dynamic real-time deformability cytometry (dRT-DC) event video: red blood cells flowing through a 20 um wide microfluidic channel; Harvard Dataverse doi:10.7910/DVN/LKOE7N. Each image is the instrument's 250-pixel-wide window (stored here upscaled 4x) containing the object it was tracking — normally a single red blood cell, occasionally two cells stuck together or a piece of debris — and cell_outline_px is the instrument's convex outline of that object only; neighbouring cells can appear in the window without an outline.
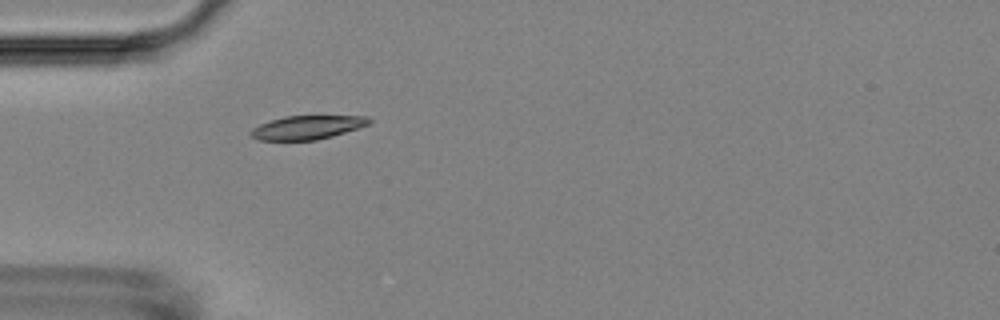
{"species": "Egyptian fruit bat (a non-hibernating species)", "species_latin": "Rousettus aegyptiacus", "temperature_condition": "room temperature", "stored_images_in_passage": 40, "camera_frame_rate_fps": 3000, "um_per_image_px": 0.085, "animal": {"sex": "female"}, "frame": {"image": 1, "passage_image": 1, "time_ms": 0.0, "image_size_px": [1000, 320], "cell_outline_px": [[372, 124], [332, 136], [316, 140], [260, 140], [252, 136], [248, 132], [252, 128], [260, 124], [284, 116], [368, 116], [372, 120]], "centroid_in_image_um": [26.15, 10.82], "position_along_channel_um": 58.9, "area_um2": 16.36}}
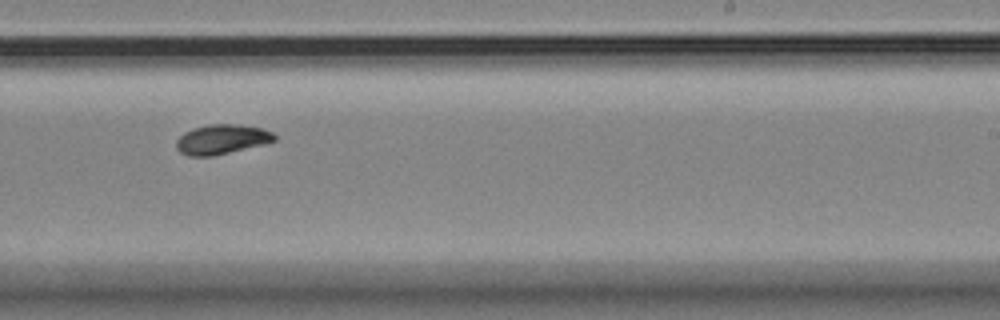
{"frame": {"image": 2, "passage_image": 19, "time_ms": 6.0, "image_size_px": [1000, 320], "cell_outline_px": [[276, 140], [264, 144], [212, 156], [188, 156], [180, 152], [176, 148], [176, 140], [184, 132], [192, 128], [208, 124], [240, 124], [264, 128], [272, 132], [276, 136]], "centroid_in_image_um": [18.84, 11.83], "position_along_channel_um": 270.2, "area_um2": 17.11}}
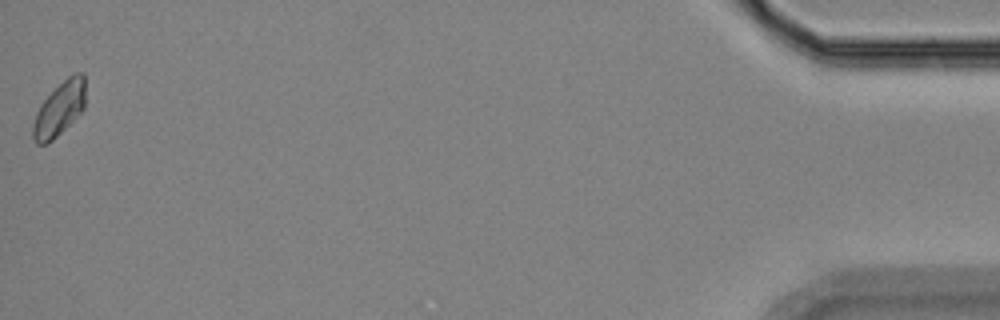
{"frame": {"image": 3, "passage_image": 40, "time_ms": 13.0, "image_size_px": [1000, 320], "cell_outline_px": [[84, 108], [48, 144], [36, 144], [32, 136], [32, 128], [36, 112], [40, 104], [68, 76], [76, 72], [84, 72]], "centroid_in_image_um": [5.02, 9.26], "position_along_channel_um": 430.2, "area_um2": 16.07}, "authors_computed_cell_mechanics": {"area_um2": 16.762, "velocity_mm_per_s": 3.5724, "shape_relaxation_time_tau1_ms": 3.9058, "shape_relaxation_time_tau2_ms": null, "deformation_change_tau1": 0.1213, "deformation_change_tau2": null}}